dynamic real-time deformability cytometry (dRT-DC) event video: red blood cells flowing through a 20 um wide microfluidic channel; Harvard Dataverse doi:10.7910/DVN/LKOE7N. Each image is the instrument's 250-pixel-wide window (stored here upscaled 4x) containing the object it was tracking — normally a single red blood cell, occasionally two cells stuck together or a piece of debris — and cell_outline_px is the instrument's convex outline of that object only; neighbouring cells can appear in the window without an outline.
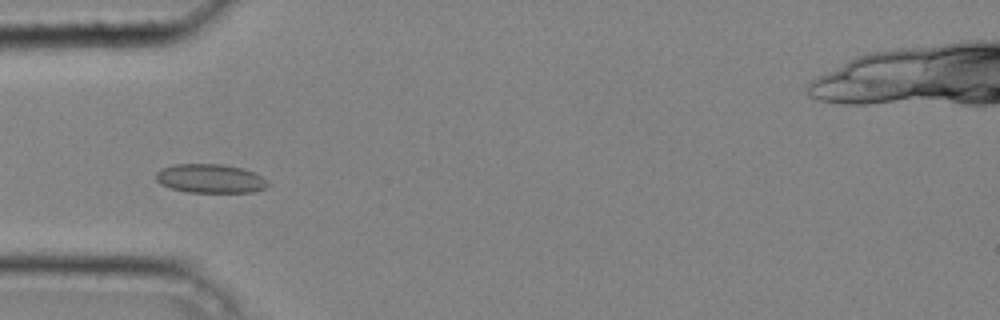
{"species": "common noctule bat (a hibernating species)", "species_latin": "Nyctalus noctula", "temperature_condition": "cold", "stored_images_in_passage": 40, "camera_frame_rate_fps": 3000, "um_per_image_px": 0.085, "animal": {"sex": "male", "body_mass_g": 20.4}, "frame": {"image": 1, "passage_image": 10, "time_ms": 3.0, "image_size_px": [1000, 320], "cell_outline_px": [[272, 184], [264, 188], [252, 192], [188, 192], [168, 188], [160, 184], [156, 180], [156, 172], [160, 168], [176, 164], [224, 164], [240, 168], [252, 172], [260, 176]], "centroid_in_image_um": [17.83, 15.18], "position_along_channel_um": 67.2, "area_um2": 18.9}}
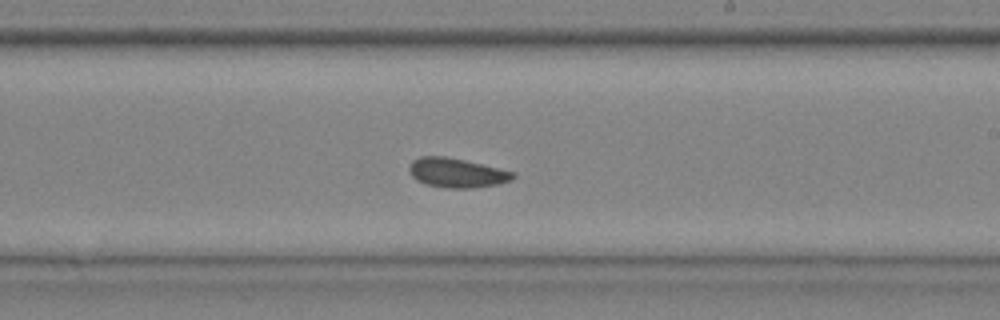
{"frame": {"image": 2, "passage_image": 23, "time_ms": 7.333, "image_size_px": [1000, 320], "cell_outline_px": [[516, 176], [512, 180], [496, 184], [472, 188], [448, 188], [424, 184], [416, 180], [412, 176], [408, 168], [412, 160], [420, 156], [444, 156], [464, 160], [516, 172]], "centroid_in_image_um": [38.81, 14.69], "position_along_channel_um": 250.2, "area_um2": 17.8}}
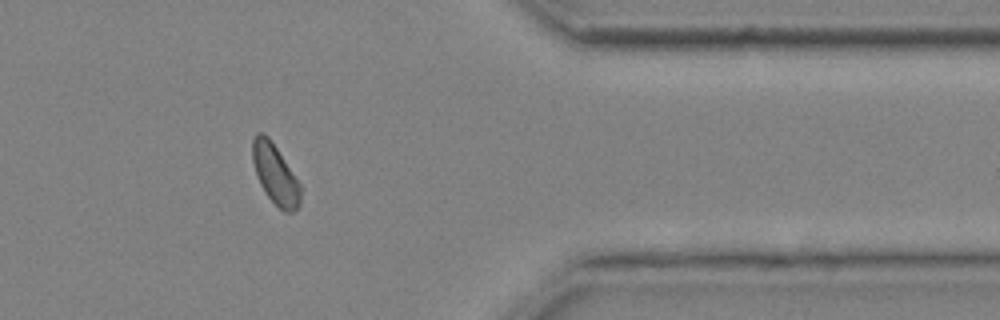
{"frame": {"image": 3, "passage_image": 34, "time_ms": 11.0, "image_size_px": [1000, 320], "cell_outline_px": [[300, 204], [292, 212], [284, 212], [264, 192], [256, 176], [252, 160], [252, 140], [256, 132], [264, 132], [268, 136], [300, 184]], "centroid_in_image_um": [23.35, 14.78], "position_along_channel_um": 388.0, "area_um2": 16.53}, "authors_computed_cell_mechanics": {"area_um2": 17.6001, "velocity_mm_per_s": 4.24, "shape_relaxation_time_tau1_ms": null, "shape_relaxation_time_tau2_ms": 5.5964, "deformation_change_tau1": null, "deformation_change_tau2": 0.0813}}